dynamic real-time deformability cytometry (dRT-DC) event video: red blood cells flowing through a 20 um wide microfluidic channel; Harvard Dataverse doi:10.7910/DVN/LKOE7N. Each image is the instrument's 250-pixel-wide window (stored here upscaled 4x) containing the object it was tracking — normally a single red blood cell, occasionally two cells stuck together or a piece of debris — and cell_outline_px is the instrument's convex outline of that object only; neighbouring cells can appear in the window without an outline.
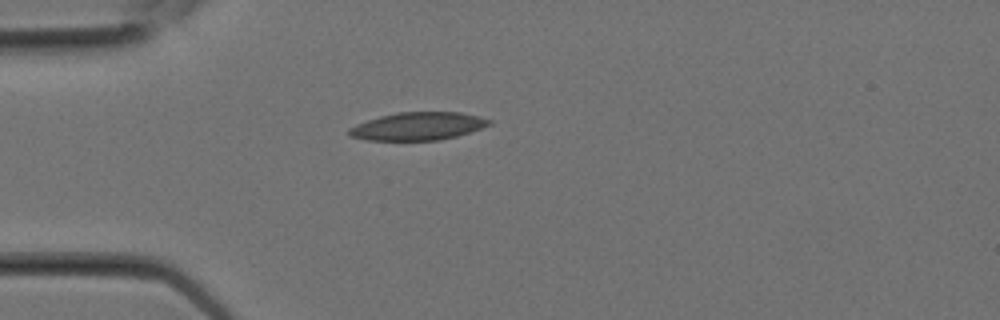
{"species": "Egyptian fruit bat (a non-hibernating species)", "species_latin": "Rousettus aegyptiacus", "temperature_condition": "room temperature", "stored_images_in_passage": 1, "camera_frame_rate_fps": 3000, "um_per_image_px": 0.085, "animal": {"sex": "female"}, "frame": {"image": 1, "passage_image": 1, "time_ms": 0.0, "image_size_px": [1000, 320], "cell_outline_px": [[492, 124], [456, 136], [440, 140], [368, 140], [348, 136], [348, 128], [356, 124], [380, 116], [396, 112], [460, 112], [480, 116], [492, 120]], "centroid_in_image_um": [35.51, 10.72], "position_along_channel_um": 49.5, "area_um2": 22.77}}